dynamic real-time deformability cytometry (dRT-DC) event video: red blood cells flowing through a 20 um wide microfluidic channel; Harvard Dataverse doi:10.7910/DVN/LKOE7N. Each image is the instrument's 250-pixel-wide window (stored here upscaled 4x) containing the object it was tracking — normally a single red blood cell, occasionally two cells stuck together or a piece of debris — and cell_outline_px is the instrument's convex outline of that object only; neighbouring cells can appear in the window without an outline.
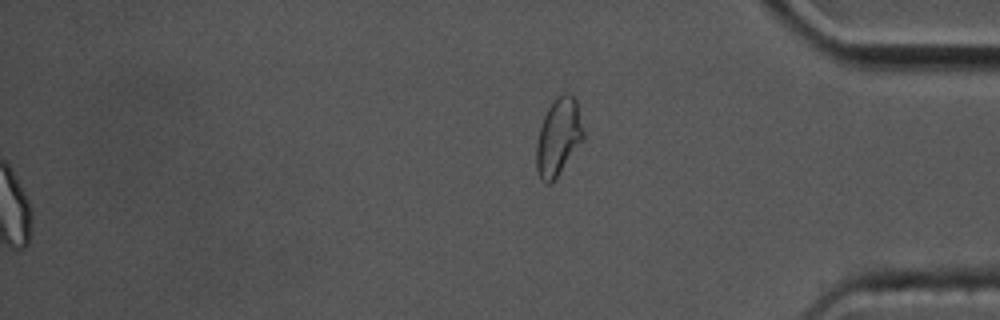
{"species": "common noctule bat (a hibernating species)", "species_latin": "Nyctalus noctula", "temperature_condition": "cold", "stored_images_in_passage": 59, "segment_of_instrument_passage": [2, 2], "camera_frame_rate_fps": 3000, "um_per_image_px": 0.085, "animal": {"sex": "male", "body_mass_g": 17.5, "forearm_length_mm": 52.3}, "frame": {"image": 1, "passage_image": 59, "time_ms": 19.333, "image_size_px": [1000, 320], "cell_outline_px": [[584, 140], [556, 180], [552, 184], [544, 184], [540, 180], [536, 168], [536, 144], [540, 128], [544, 116], [552, 100], [556, 96], [564, 92], [568, 92], [576, 100], [584, 132]], "centroid_in_image_um": [47.46, 11.69], "position_along_channel_um": 387.7, "area_um2": 21.68}}